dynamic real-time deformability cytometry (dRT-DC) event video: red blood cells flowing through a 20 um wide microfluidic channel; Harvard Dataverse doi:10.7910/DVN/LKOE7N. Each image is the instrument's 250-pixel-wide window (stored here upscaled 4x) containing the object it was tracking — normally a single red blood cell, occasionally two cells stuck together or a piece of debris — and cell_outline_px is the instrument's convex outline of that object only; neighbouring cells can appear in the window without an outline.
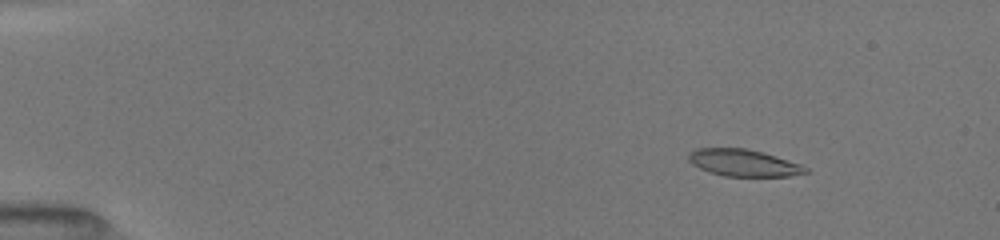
{"species": "common noctule bat (a hibernating species)", "species_latin": "Nyctalus noctula", "temperature_condition": "room temperature", "stored_images_in_passage": 52, "camera_frame_rate_fps": 3000, "um_per_image_px": 0.085, "animal": {"sex": "female", "body_mass_g": 19.5, "forearm_length_mm": 54.1}, "frame": {"image": 1, "passage_image": 7, "time_ms": 2.0, "image_size_px": [1000, 240], "cell_outline_px": [[808, 172], [788, 176], [724, 176], [708, 172], [692, 164], [688, 160], [688, 152], [696, 148], [744, 148], [764, 152], [800, 164], [808, 168]], "centroid_in_image_um": [63.16, 13.83], "position_along_channel_um": 21.8, "area_um2": 18.38}}
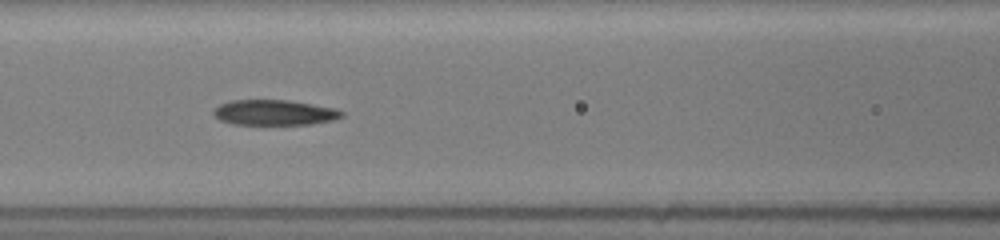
{"frame": {"image": 2, "passage_image": 24, "time_ms": 7.667, "image_size_px": [1000, 240], "cell_outline_px": [[344, 116], [332, 120], [308, 124], [232, 124], [220, 120], [212, 112], [220, 104], [232, 100], [288, 100], [336, 108], [344, 112]], "centroid_in_image_um": [23.34, 9.56], "position_along_channel_um": 143.3, "area_um2": 18.79}}
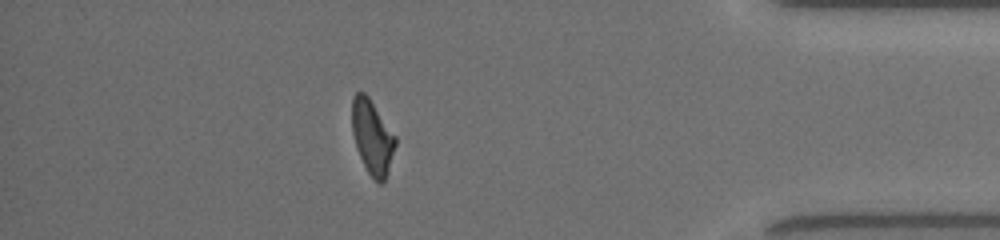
{"frame": {"image": 3, "passage_image": 46, "time_ms": 15.0, "image_size_px": [1000, 240], "cell_outline_px": [[396, 144], [388, 172], [384, 180], [380, 184], [368, 172], [356, 148], [352, 132], [352, 96], [356, 92], [364, 92], [368, 96], [396, 136]], "centroid_in_image_um": [31.64, 11.62], "position_along_channel_um": 403.6, "area_um2": 18.61}, "authors_computed_cell_mechanics": {"area_um2": 19.4786, "velocity_mm_per_s": 4.0174, "shape_relaxation_time_tau1_ms": 8.4826, "shape_relaxation_time_tau2_ms": 3.2774, "deformation_change_tau1": 0.2553, "deformation_change_tau2": 0.1161}}